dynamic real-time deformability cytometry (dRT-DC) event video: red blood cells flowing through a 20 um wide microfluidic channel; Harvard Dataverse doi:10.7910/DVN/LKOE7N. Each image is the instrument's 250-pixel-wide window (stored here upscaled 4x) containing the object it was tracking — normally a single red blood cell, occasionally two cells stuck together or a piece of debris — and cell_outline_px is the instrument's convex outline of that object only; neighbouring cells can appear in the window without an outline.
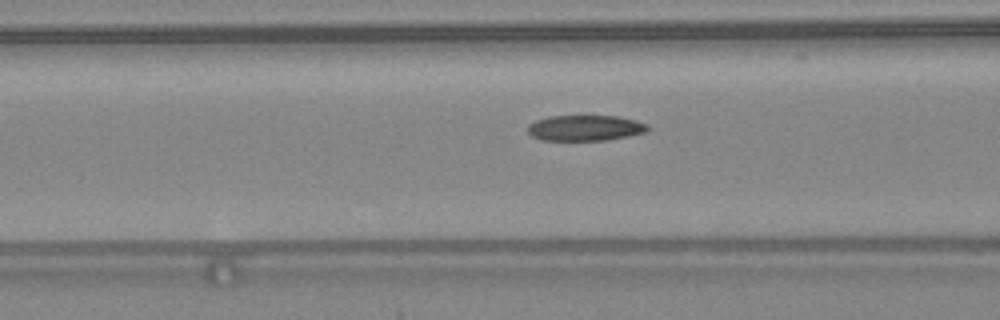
{"species": "common noctule bat (a hibernating species)", "species_latin": "Nyctalus noctula", "temperature_condition": "warm", "stored_images_in_passage": 33, "camera_frame_rate_fps": 3000, "um_per_image_px": 0.085, "animal": {"sex": "female", "body_mass_g": 24.6, "forearm_length_mm": 56.2}, "frame": {"image": 1, "passage_image": 4, "time_ms": 1.0, "image_size_px": [1000, 320], "cell_outline_px": [[648, 128], [644, 132], [628, 136], [608, 140], [540, 140], [532, 136], [528, 132], [528, 124], [536, 120], [548, 116], [616, 116], [636, 120], [648, 124]], "centroid_in_image_um": [49.71, 10.87], "position_along_channel_um": 116.9, "area_um2": 17.92}}
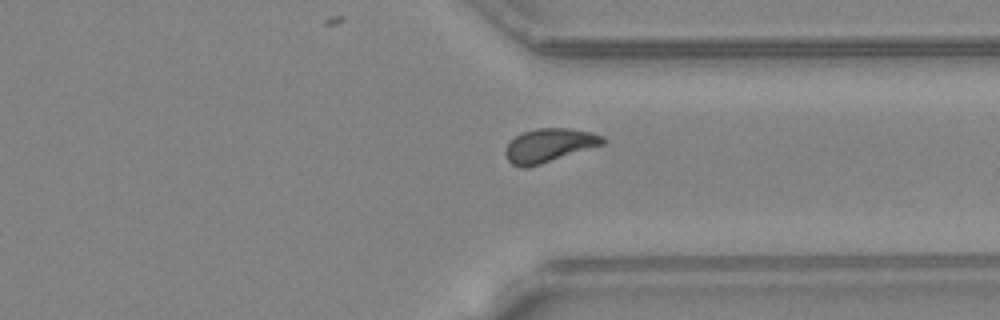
{"frame": {"image": 2, "passage_image": 21, "time_ms": 6.667, "image_size_px": [1000, 320], "cell_outline_px": [[604, 144], [540, 164], [524, 168], [520, 168], [512, 164], [508, 160], [504, 152], [508, 144], [516, 136], [524, 132], [536, 128], [568, 128], [592, 132], [604, 136]], "centroid_in_image_um": [46.67, 12.35], "position_along_channel_um": 364.7, "area_um2": 18.9}}
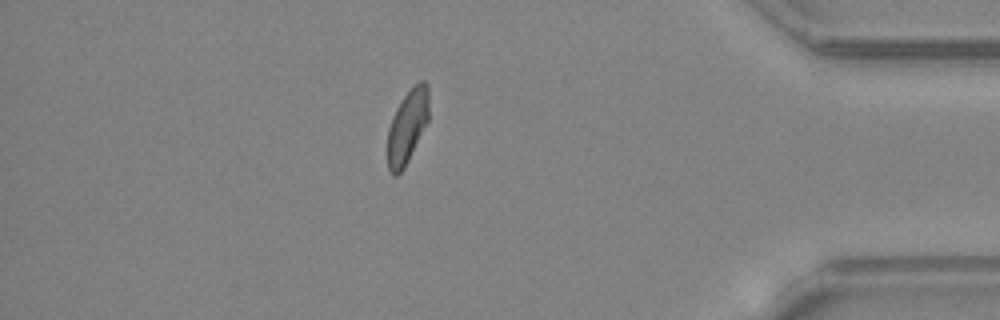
{"frame": {"image": 3, "passage_image": 26, "time_ms": 8.333, "image_size_px": [1000, 320], "cell_outline_px": [[428, 120], [404, 168], [396, 176], [392, 176], [388, 168], [388, 128], [392, 116], [400, 100], [420, 80], [424, 80], [428, 84]], "centroid_in_image_um": [34.61, 10.75], "position_along_channel_um": 400.6, "area_um2": 17.51}}